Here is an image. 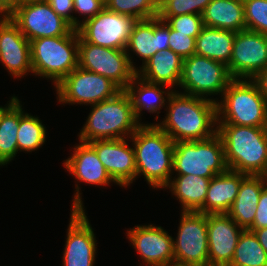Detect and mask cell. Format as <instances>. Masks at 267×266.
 <instances>
[{
	"label": "cell",
	"instance_id": "6da1fadb",
	"mask_svg": "<svg viewBox=\"0 0 267 266\" xmlns=\"http://www.w3.org/2000/svg\"><path fill=\"white\" fill-rule=\"evenodd\" d=\"M168 114L156 124L174 142L204 140L217 133V100L173 91L166 97ZM214 128V129H213Z\"/></svg>",
	"mask_w": 267,
	"mask_h": 266
},
{
	"label": "cell",
	"instance_id": "7a4b0ae2",
	"mask_svg": "<svg viewBox=\"0 0 267 266\" xmlns=\"http://www.w3.org/2000/svg\"><path fill=\"white\" fill-rule=\"evenodd\" d=\"M217 125L228 169L267 176V127Z\"/></svg>",
	"mask_w": 267,
	"mask_h": 266
},
{
	"label": "cell",
	"instance_id": "3957f363",
	"mask_svg": "<svg viewBox=\"0 0 267 266\" xmlns=\"http://www.w3.org/2000/svg\"><path fill=\"white\" fill-rule=\"evenodd\" d=\"M130 138L134 144L136 177L142 174L152 187H166L174 172V141L156 124H142Z\"/></svg>",
	"mask_w": 267,
	"mask_h": 266
},
{
	"label": "cell",
	"instance_id": "277c9868",
	"mask_svg": "<svg viewBox=\"0 0 267 266\" xmlns=\"http://www.w3.org/2000/svg\"><path fill=\"white\" fill-rule=\"evenodd\" d=\"M91 107V113L79 134L80 142L129 138L142 125L135 118L130 97L125 90Z\"/></svg>",
	"mask_w": 267,
	"mask_h": 266
},
{
	"label": "cell",
	"instance_id": "5b68a950",
	"mask_svg": "<svg viewBox=\"0 0 267 266\" xmlns=\"http://www.w3.org/2000/svg\"><path fill=\"white\" fill-rule=\"evenodd\" d=\"M223 95L217 102L218 124L267 127V102L252 79H233Z\"/></svg>",
	"mask_w": 267,
	"mask_h": 266
},
{
	"label": "cell",
	"instance_id": "8992f818",
	"mask_svg": "<svg viewBox=\"0 0 267 266\" xmlns=\"http://www.w3.org/2000/svg\"><path fill=\"white\" fill-rule=\"evenodd\" d=\"M79 33L73 29L68 35L43 37L30 41L33 73L53 80L58 85L78 67Z\"/></svg>",
	"mask_w": 267,
	"mask_h": 266
},
{
	"label": "cell",
	"instance_id": "52a82bcc",
	"mask_svg": "<svg viewBox=\"0 0 267 266\" xmlns=\"http://www.w3.org/2000/svg\"><path fill=\"white\" fill-rule=\"evenodd\" d=\"M172 170L178 175L213 178L228 170L223 141L218 133L197 141L174 142Z\"/></svg>",
	"mask_w": 267,
	"mask_h": 266
},
{
	"label": "cell",
	"instance_id": "ba28073f",
	"mask_svg": "<svg viewBox=\"0 0 267 266\" xmlns=\"http://www.w3.org/2000/svg\"><path fill=\"white\" fill-rule=\"evenodd\" d=\"M78 66L110 79L121 90H125L137 75L125 50L93 45L87 43L80 35Z\"/></svg>",
	"mask_w": 267,
	"mask_h": 266
},
{
	"label": "cell",
	"instance_id": "9c48e42d",
	"mask_svg": "<svg viewBox=\"0 0 267 266\" xmlns=\"http://www.w3.org/2000/svg\"><path fill=\"white\" fill-rule=\"evenodd\" d=\"M232 80L225 64L194 54L183 59L179 87L184 89V94L204 98L222 95Z\"/></svg>",
	"mask_w": 267,
	"mask_h": 266
},
{
	"label": "cell",
	"instance_id": "30bf717a",
	"mask_svg": "<svg viewBox=\"0 0 267 266\" xmlns=\"http://www.w3.org/2000/svg\"><path fill=\"white\" fill-rule=\"evenodd\" d=\"M8 16L29 41L65 36L74 29L47 1L19 2Z\"/></svg>",
	"mask_w": 267,
	"mask_h": 266
},
{
	"label": "cell",
	"instance_id": "8fae6325",
	"mask_svg": "<svg viewBox=\"0 0 267 266\" xmlns=\"http://www.w3.org/2000/svg\"><path fill=\"white\" fill-rule=\"evenodd\" d=\"M55 87L57 98L63 104L94 105L114 97L121 91L110 79L79 66Z\"/></svg>",
	"mask_w": 267,
	"mask_h": 266
},
{
	"label": "cell",
	"instance_id": "7c38bea8",
	"mask_svg": "<svg viewBox=\"0 0 267 266\" xmlns=\"http://www.w3.org/2000/svg\"><path fill=\"white\" fill-rule=\"evenodd\" d=\"M174 246V263L189 266H209L207 215L182 211Z\"/></svg>",
	"mask_w": 267,
	"mask_h": 266
},
{
	"label": "cell",
	"instance_id": "4fadbf2b",
	"mask_svg": "<svg viewBox=\"0 0 267 266\" xmlns=\"http://www.w3.org/2000/svg\"><path fill=\"white\" fill-rule=\"evenodd\" d=\"M78 184L63 253V266H94L96 239L87 219Z\"/></svg>",
	"mask_w": 267,
	"mask_h": 266
},
{
	"label": "cell",
	"instance_id": "5bb4252c",
	"mask_svg": "<svg viewBox=\"0 0 267 266\" xmlns=\"http://www.w3.org/2000/svg\"><path fill=\"white\" fill-rule=\"evenodd\" d=\"M135 20L133 17L110 11L101 12L77 28L79 35L93 45L125 50Z\"/></svg>",
	"mask_w": 267,
	"mask_h": 266
},
{
	"label": "cell",
	"instance_id": "9a60e30c",
	"mask_svg": "<svg viewBox=\"0 0 267 266\" xmlns=\"http://www.w3.org/2000/svg\"><path fill=\"white\" fill-rule=\"evenodd\" d=\"M227 67L233 79H253L267 67V35L249 30L237 32Z\"/></svg>",
	"mask_w": 267,
	"mask_h": 266
},
{
	"label": "cell",
	"instance_id": "2e32d148",
	"mask_svg": "<svg viewBox=\"0 0 267 266\" xmlns=\"http://www.w3.org/2000/svg\"><path fill=\"white\" fill-rule=\"evenodd\" d=\"M125 139L88 142L113 182L123 187L130 185L136 179L135 151L128 146Z\"/></svg>",
	"mask_w": 267,
	"mask_h": 266
},
{
	"label": "cell",
	"instance_id": "e0dca14e",
	"mask_svg": "<svg viewBox=\"0 0 267 266\" xmlns=\"http://www.w3.org/2000/svg\"><path fill=\"white\" fill-rule=\"evenodd\" d=\"M243 230L228 214L207 215L209 266L231 263Z\"/></svg>",
	"mask_w": 267,
	"mask_h": 266
},
{
	"label": "cell",
	"instance_id": "ac0fdd59",
	"mask_svg": "<svg viewBox=\"0 0 267 266\" xmlns=\"http://www.w3.org/2000/svg\"><path fill=\"white\" fill-rule=\"evenodd\" d=\"M127 236L148 266L174 263V239L161 226L137 225L128 230Z\"/></svg>",
	"mask_w": 267,
	"mask_h": 266
},
{
	"label": "cell",
	"instance_id": "d6986e66",
	"mask_svg": "<svg viewBox=\"0 0 267 266\" xmlns=\"http://www.w3.org/2000/svg\"><path fill=\"white\" fill-rule=\"evenodd\" d=\"M0 61L14 77L33 73L30 41L9 16L0 18Z\"/></svg>",
	"mask_w": 267,
	"mask_h": 266
},
{
	"label": "cell",
	"instance_id": "ffe728a7",
	"mask_svg": "<svg viewBox=\"0 0 267 266\" xmlns=\"http://www.w3.org/2000/svg\"><path fill=\"white\" fill-rule=\"evenodd\" d=\"M130 49L142 59L143 66L155 53L169 49V26L159 17L134 23L125 51L132 68L137 72L138 68H135L129 56Z\"/></svg>",
	"mask_w": 267,
	"mask_h": 266
},
{
	"label": "cell",
	"instance_id": "44dd1931",
	"mask_svg": "<svg viewBox=\"0 0 267 266\" xmlns=\"http://www.w3.org/2000/svg\"><path fill=\"white\" fill-rule=\"evenodd\" d=\"M247 174L227 170L211 178L204 205L197 211L208 214H227L236 199L241 181Z\"/></svg>",
	"mask_w": 267,
	"mask_h": 266
},
{
	"label": "cell",
	"instance_id": "7402d4cb",
	"mask_svg": "<svg viewBox=\"0 0 267 266\" xmlns=\"http://www.w3.org/2000/svg\"><path fill=\"white\" fill-rule=\"evenodd\" d=\"M80 143L74 147L72 156L63 163L66 170L81 182L109 185L113 179L98 159L95 150L88 143Z\"/></svg>",
	"mask_w": 267,
	"mask_h": 266
},
{
	"label": "cell",
	"instance_id": "603a6c76",
	"mask_svg": "<svg viewBox=\"0 0 267 266\" xmlns=\"http://www.w3.org/2000/svg\"><path fill=\"white\" fill-rule=\"evenodd\" d=\"M183 67V58L171 49H164L155 53L137 71L141 79L153 83L162 84L173 88L179 86Z\"/></svg>",
	"mask_w": 267,
	"mask_h": 266
},
{
	"label": "cell",
	"instance_id": "cb8c5ba5",
	"mask_svg": "<svg viewBox=\"0 0 267 266\" xmlns=\"http://www.w3.org/2000/svg\"><path fill=\"white\" fill-rule=\"evenodd\" d=\"M266 185L267 176L264 175H247L241 181L236 199L227 214L244 230L253 224L259 197Z\"/></svg>",
	"mask_w": 267,
	"mask_h": 266
},
{
	"label": "cell",
	"instance_id": "d4e9b609",
	"mask_svg": "<svg viewBox=\"0 0 267 266\" xmlns=\"http://www.w3.org/2000/svg\"><path fill=\"white\" fill-rule=\"evenodd\" d=\"M202 19L204 26L236 33L246 30L243 0H211Z\"/></svg>",
	"mask_w": 267,
	"mask_h": 266
},
{
	"label": "cell",
	"instance_id": "484cf974",
	"mask_svg": "<svg viewBox=\"0 0 267 266\" xmlns=\"http://www.w3.org/2000/svg\"><path fill=\"white\" fill-rule=\"evenodd\" d=\"M236 32L203 26L196 37L195 54L229 65Z\"/></svg>",
	"mask_w": 267,
	"mask_h": 266
},
{
	"label": "cell",
	"instance_id": "4316f807",
	"mask_svg": "<svg viewBox=\"0 0 267 266\" xmlns=\"http://www.w3.org/2000/svg\"><path fill=\"white\" fill-rule=\"evenodd\" d=\"M211 179L197 175H177L165 188L171 189L181 203V211L197 212L205 202Z\"/></svg>",
	"mask_w": 267,
	"mask_h": 266
},
{
	"label": "cell",
	"instance_id": "83f0119b",
	"mask_svg": "<svg viewBox=\"0 0 267 266\" xmlns=\"http://www.w3.org/2000/svg\"><path fill=\"white\" fill-rule=\"evenodd\" d=\"M139 81V82H138ZM138 83V84H137ZM134 85H137L136 88ZM165 85L162 84H153L147 82L137 75L133 78V80L128 84L125 91L128 93L133 111L135 114L136 120L139 122L141 111L146 109L150 113H158L161 107L165 106V98L163 94H167L169 97L170 94L173 93V90H166L167 92L161 90Z\"/></svg>",
	"mask_w": 267,
	"mask_h": 266
},
{
	"label": "cell",
	"instance_id": "f1b7e54d",
	"mask_svg": "<svg viewBox=\"0 0 267 266\" xmlns=\"http://www.w3.org/2000/svg\"><path fill=\"white\" fill-rule=\"evenodd\" d=\"M20 125V101L11 97L0 115V165L13 160L18 152L17 132Z\"/></svg>",
	"mask_w": 267,
	"mask_h": 266
},
{
	"label": "cell",
	"instance_id": "f546056e",
	"mask_svg": "<svg viewBox=\"0 0 267 266\" xmlns=\"http://www.w3.org/2000/svg\"><path fill=\"white\" fill-rule=\"evenodd\" d=\"M228 266H267V253L253 231H242Z\"/></svg>",
	"mask_w": 267,
	"mask_h": 266
},
{
	"label": "cell",
	"instance_id": "4dcf8cb0",
	"mask_svg": "<svg viewBox=\"0 0 267 266\" xmlns=\"http://www.w3.org/2000/svg\"><path fill=\"white\" fill-rule=\"evenodd\" d=\"M20 104V125L17 132L18 151L31 152L45 143L46 129L38 117L24 113Z\"/></svg>",
	"mask_w": 267,
	"mask_h": 266
},
{
	"label": "cell",
	"instance_id": "1f68e13d",
	"mask_svg": "<svg viewBox=\"0 0 267 266\" xmlns=\"http://www.w3.org/2000/svg\"><path fill=\"white\" fill-rule=\"evenodd\" d=\"M106 7L115 13L128 15L135 20H146L158 17V0H110Z\"/></svg>",
	"mask_w": 267,
	"mask_h": 266
},
{
	"label": "cell",
	"instance_id": "d6a6232c",
	"mask_svg": "<svg viewBox=\"0 0 267 266\" xmlns=\"http://www.w3.org/2000/svg\"><path fill=\"white\" fill-rule=\"evenodd\" d=\"M246 30L267 35V0H243Z\"/></svg>",
	"mask_w": 267,
	"mask_h": 266
},
{
	"label": "cell",
	"instance_id": "836d02e7",
	"mask_svg": "<svg viewBox=\"0 0 267 266\" xmlns=\"http://www.w3.org/2000/svg\"><path fill=\"white\" fill-rule=\"evenodd\" d=\"M161 20L175 31L187 34L196 38L203 28L202 15L199 14H183L178 16H158Z\"/></svg>",
	"mask_w": 267,
	"mask_h": 266
},
{
	"label": "cell",
	"instance_id": "e575fe53",
	"mask_svg": "<svg viewBox=\"0 0 267 266\" xmlns=\"http://www.w3.org/2000/svg\"><path fill=\"white\" fill-rule=\"evenodd\" d=\"M196 38L169 27V49L185 59L195 54Z\"/></svg>",
	"mask_w": 267,
	"mask_h": 266
},
{
	"label": "cell",
	"instance_id": "d590c367",
	"mask_svg": "<svg viewBox=\"0 0 267 266\" xmlns=\"http://www.w3.org/2000/svg\"><path fill=\"white\" fill-rule=\"evenodd\" d=\"M195 14L194 0H169L159 11L158 16H178Z\"/></svg>",
	"mask_w": 267,
	"mask_h": 266
},
{
	"label": "cell",
	"instance_id": "8d00e7d4",
	"mask_svg": "<svg viewBox=\"0 0 267 266\" xmlns=\"http://www.w3.org/2000/svg\"><path fill=\"white\" fill-rule=\"evenodd\" d=\"M47 2L51 5V8L74 29H77L81 25V22L71 15L72 11L74 12L73 0H47Z\"/></svg>",
	"mask_w": 267,
	"mask_h": 266
},
{
	"label": "cell",
	"instance_id": "74e56055",
	"mask_svg": "<svg viewBox=\"0 0 267 266\" xmlns=\"http://www.w3.org/2000/svg\"><path fill=\"white\" fill-rule=\"evenodd\" d=\"M74 11L85 16V20L93 18L101 12L106 5L102 0H73Z\"/></svg>",
	"mask_w": 267,
	"mask_h": 266
},
{
	"label": "cell",
	"instance_id": "f35d334b",
	"mask_svg": "<svg viewBox=\"0 0 267 266\" xmlns=\"http://www.w3.org/2000/svg\"><path fill=\"white\" fill-rule=\"evenodd\" d=\"M267 227V185L262 189L252 226L249 229Z\"/></svg>",
	"mask_w": 267,
	"mask_h": 266
},
{
	"label": "cell",
	"instance_id": "ab89813d",
	"mask_svg": "<svg viewBox=\"0 0 267 266\" xmlns=\"http://www.w3.org/2000/svg\"><path fill=\"white\" fill-rule=\"evenodd\" d=\"M267 102V67L252 79Z\"/></svg>",
	"mask_w": 267,
	"mask_h": 266
},
{
	"label": "cell",
	"instance_id": "60d3db41",
	"mask_svg": "<svg viewBox=\"0 0 267 266\" xmlns=\"http://www.w3.org/2000/svg\"><path fill=\"white\" fill-rule=\"evenodd\" d=\"M18 3L19 0H0V15L8 16Z\"/></svg>",
	"mask_w": 267,
	"mask_h": 266
},
{
	"label": "cell",
	"instance_id": "b9f144b4",
	"mask_svg": "<svg viewBox=\"0 0 267 266\" xmlns=\"http://www.w3.org/2000/svg\"><path fill=\"white\" fill-rule=\"evenodd\" d=\"M248 230L253 231L258 241L260 242V245L264 248V250L267 253V227L261 229H248Z\"/></svg>",
	"mask_w": 267,
	"mask_h": 266
},
{
	"label": "cell",
	"instance_id": "7bdbcfd3",
	"mask_svg": "<svg viewBox=\"0 0 267 266\" xmlns=\"http://www.w3.org/2000/svg\"><path fill=\"white\" fill-rule=\"evenodd\" d=\"M195 2V14L202 15L206 6L211 2V0H194Z\"/></svg>",
	"mask_w": 267,
	"mask_h": 266
},
{
	"label": "cell",
	"instance_id": "ee69618b",
	"mask_svg": "<svg viewBox=\"0 0 267 266\" xmlns=\"http://www.w3.org/2000/svg\"><path fill=\"white\" fill-rule=\"evenodd\" d=\"M169 0H158L159 8L161 9Z\"/></svg>",
	"mask_w": 267,
	"mask_h": 266
},
{
	"label": "cell",
	"instance_id": "f6af8a7d",
	"mask_svg": "<svg viewBox=\"0 0 267 266\" xmlns=\"http://www.w3.org/2000/svg\"><path fill=\"white\" fill-rule=\"evenodd\" d=\"M38 1H47V0H19V2H38Z\"/></svg>",
	"mask_w": 267,
	"mask_h": 266
},
{
	"label": "cell",
	"instance_id": "bcb514c9",
	"mask_svg": "<svg viewBox=\"0 0 267 266\" xmlns=\"http://www.w3.org/2000/svg\"><path fill=\"white\" fill-rule=\"evenodd\" d=\"M167 266H189V265H180V264L172 263V264H169Z\"/></svg>",
	"mask_w": 267,
	"mask_h": 266
},
{
	"label": "cell",
	"instance_id": "7dc6e473",
	"mask_svg": "<svg viewBox=\"0 0 267 266\" xmlns=\"http://www.w3.org/2000/svg\"><path fill=\"white\" fill-rule=\"evenodd\" d=\"M6 107H0V115H1V113H2V111L5 109Z\"/></svg>",
	"mask_w": 267,
	"mask_h": 266
},
{
	"label": "cell",
	"instance_id": "c3c4849f",
	"mask_svg": "<svg viewBox=\"0 0 267 266\" xmlns=\"http://www.w3.org/2000/svg\"><path fill=\"white\" fill-rule=\"evenodd\" d=\"M102 1L106 5L110 0H102Z\"/></svg>",
	"mask_w": 267,
	"mask_h": 266
}]
</instances>
